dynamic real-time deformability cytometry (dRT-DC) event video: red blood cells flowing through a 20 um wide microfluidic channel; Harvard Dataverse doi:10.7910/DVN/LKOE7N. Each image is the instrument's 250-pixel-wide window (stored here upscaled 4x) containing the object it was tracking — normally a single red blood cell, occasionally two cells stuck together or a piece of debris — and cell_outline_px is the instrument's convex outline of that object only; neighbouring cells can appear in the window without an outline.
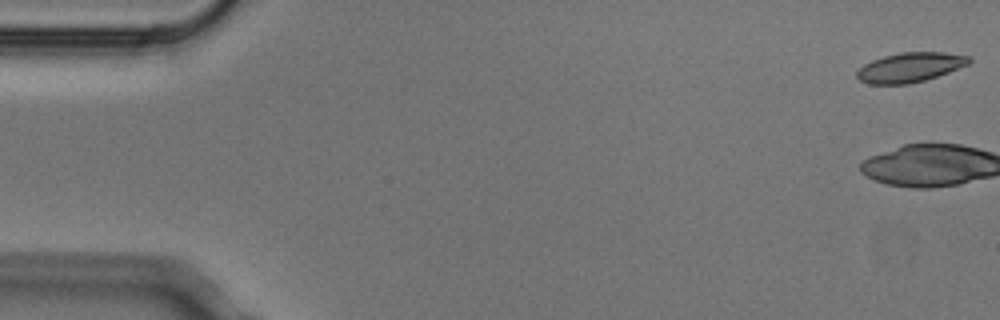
{"species": "Egyptian fruit bat (a non-hibernating species)", "species_latin": "Rousettus aegyptiacus", "temperature_condition": "cold", "stored_images_in_passage": 5, "camera_frame_rate_fps": 3000, "um_per_image_px": 0.085, "animal": {"sex": "male"}, "frame": {"image": 1, "passage_image": 1, "time_ms": 0.0, "image_size_px": [1000, 320], "cell_outline_px": [[972, 60], [968, 64], [948, 72], [924, 80], [908, 84], [868, 84], [860, 80], [856, 76], [856, 72], [864, 64], [872, 60], [884, 56], [900, 52], [944, 52], [972, 56]], "centroid_in_image_um": [77.36, 5.71], "position_along_channel_um": 7.6, "area_um2": 19.31}}